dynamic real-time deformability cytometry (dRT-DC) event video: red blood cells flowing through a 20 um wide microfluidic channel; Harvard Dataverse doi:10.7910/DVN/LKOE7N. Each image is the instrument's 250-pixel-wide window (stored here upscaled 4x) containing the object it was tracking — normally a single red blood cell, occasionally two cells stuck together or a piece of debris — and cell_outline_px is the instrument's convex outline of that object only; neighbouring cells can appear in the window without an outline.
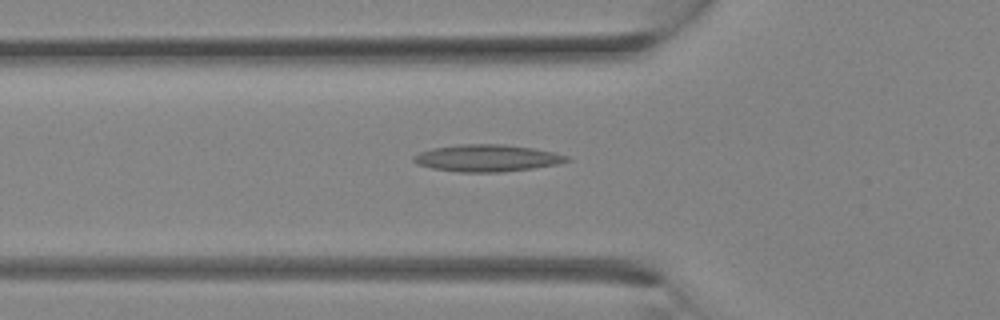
{"species": "Egyptian fruit bat (a non-hibernating species)", "species_latin": "Rousettus aegyptiacus", "temperature_condition": "room temperature", "stored_images_in_passage": 24, "camera_frame_rate_fps": 3000, "um_per_image_px": 0.085, "animal": {"sex": "female"}, "frame": {"image": 1, "passage_image": 4, "time_ms": 1.0, "image_size_px": [1000, 320], "cell_outline_px": [[572, 160], [560, 164], [532, 168], [500, 172], [460, 172], [432, 168], [416, 164], [412, 160], [412, 156], [420, 152], [432, 148], [460, 144], [504, 144], [532, 148], [552, 152], [568, 156]], "centroid_in_image_um": [41.39, 13.44], "position_along_channel_um": 84.4, "area_um2": 24.1}}
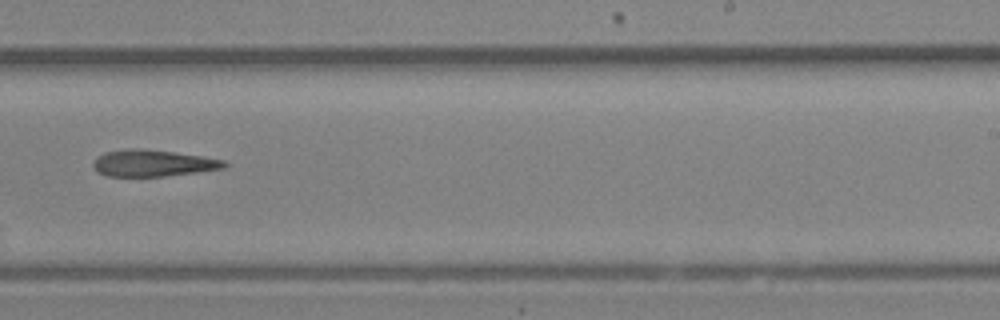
{"frame": {"image": 2, "passage_image": 13, "time_ms": 4.0, "image_size_px": [1000, 320], "cell_outline_px": [[228, 164], [224, 168], [196, 172], [164, 176], [108, 176], [96, 172], [92, 164], [104, 152], [128, 148], [140, 148], [204, 156], [224, 160]], "centroid_in_image_um": [13.0, 13.86], "position_along_channel_um": 276.0, "area_um2": 20.23}}
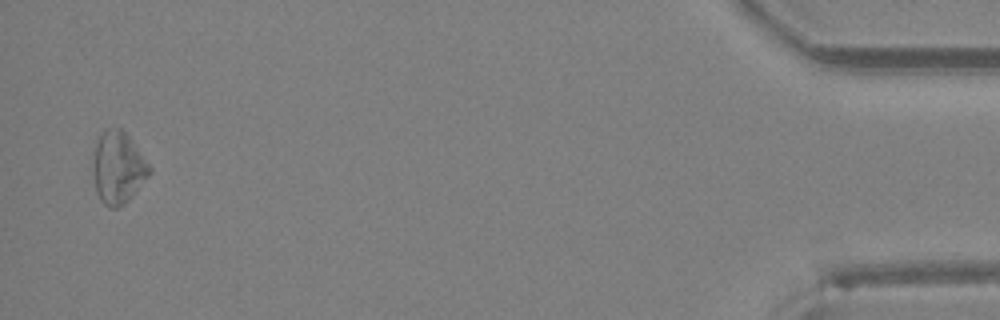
{"frame": {"image": 3, "passage_image": 24, "time_ms": 7.667, "image_size_px": [1000, 320], "cell_outline_px": [[152, 172], [128, 200], [124, 204], [116, 208], [108, 208], [100, 200], [96, 192], [92, 176], [92, 164], [96, 140], [108, 128], [120, 128], [132, 140], [152, 168]], "centroid_in_image_um": [10.01, 14.27], "position_along_channel_um": 425.2, "area_um2": 23.81}}